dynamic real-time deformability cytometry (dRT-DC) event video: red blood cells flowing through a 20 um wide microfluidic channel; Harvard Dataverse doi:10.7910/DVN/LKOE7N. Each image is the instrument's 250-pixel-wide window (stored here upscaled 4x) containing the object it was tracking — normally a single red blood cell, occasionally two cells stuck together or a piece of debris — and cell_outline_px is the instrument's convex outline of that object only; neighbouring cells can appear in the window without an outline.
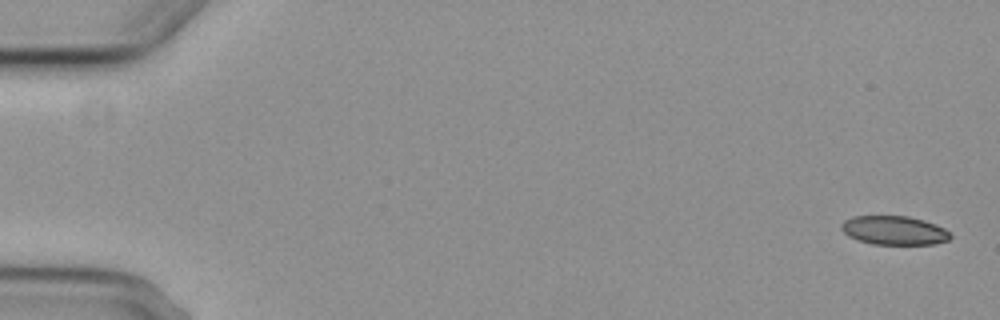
{"species": "common noctule bat (a hibernating species)", "species_latin": "Nyctalus noctula", "temperature_condition": "cold", "stored_images_in_passage": 5, "camera_frame_rate_fps": 3000, "um_per_image_px": 0.085, "animal": {"sex": "female", "body_mass_g": 29.2, "forearm_length_mm": 56.3}, "frame": {"image": 1, "passage_image": 1, "time_ms": 0.0, "image_size_px": [1000, 320], "cell_outline_px": [[952, 236], [948, 240], [932, 244], [872, 244], [856, 240], [848, 236], [840, 228], [840, 224], [844, 220], [852, 216], [908, 216], [924, 220], [936, 224], [944, 228]], "centroid_in_image_um": [75.96, 19.58], "position_along_channel_um": 9.0, "area_um2": 18.44}}
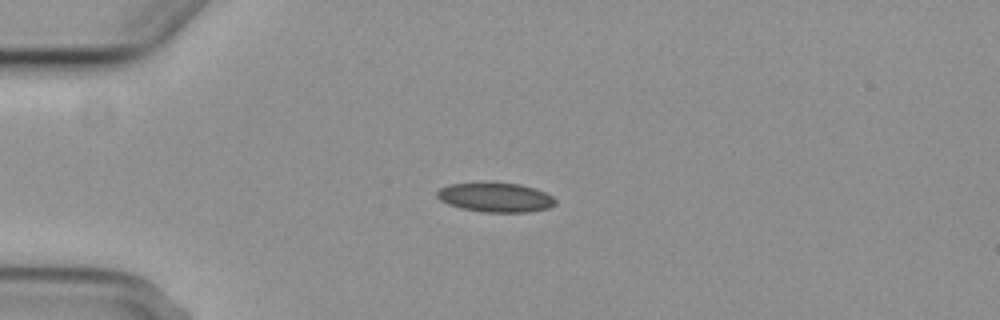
{"frame": {"image": 2, "passage_image": 4, "time_ms": 4.333, "image_size_px": [1000, 320], "cell_outline_px": [[556, 204], [548, 208], [528, 212], [484, 212], [460, 208], [448, 204], [440, 200], [436, 196], [436, 192], [440, 188], [448, 184], [484, 180], [488, 180], [520, 184], [536, 188], [552, 196], [556, 200]], "centroid_in_image_um": [42.08, 16.73], "position_along_channel_um": 42.9, "area_um2": 21.04}}